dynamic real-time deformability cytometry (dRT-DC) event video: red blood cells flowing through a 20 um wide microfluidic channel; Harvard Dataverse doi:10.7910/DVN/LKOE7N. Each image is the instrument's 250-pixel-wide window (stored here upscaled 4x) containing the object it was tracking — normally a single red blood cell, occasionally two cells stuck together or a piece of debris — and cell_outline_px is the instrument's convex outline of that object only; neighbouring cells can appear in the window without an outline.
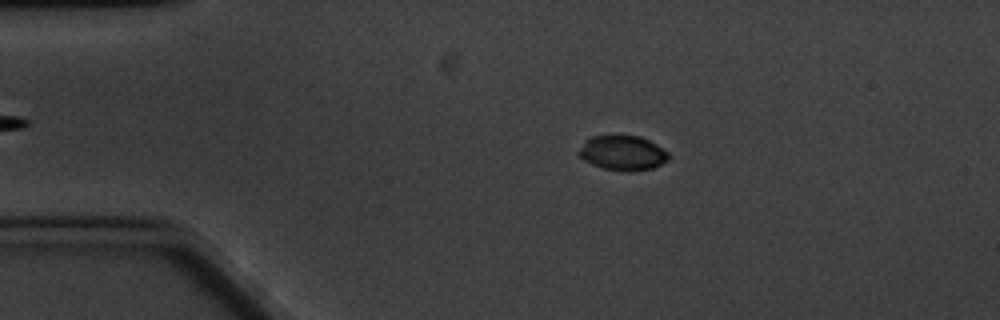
{"species": "common noctule bat (a hibernating species)", "species_latin": "Nyctalus noctula", "temperature_condition": "cold", "stored_images_in_passage": 54, "camera_frame_rate_fps": 3000, "um_per_image_px": 0.085, "animal": {"sex": "male", "body_mass_g": 20.1, "forearm_length_mm": 53.5}, "frame": {"image": 1, "passage_image": 12, "time_ms": 3.667, "image_size_px": [1000, 320], "cell_outline_px": [[668, 160], [652, 168], [628, 172], [604, 168], [592, 164], [584, 160], [576, 152], [584, 140], [592, 136], [640, 136], [656, 144], [668, 152]], "centroid_in_image_um": [52.89, 13.0], "position_along_channel_um": 32.1, "area_um2": 18.09}}
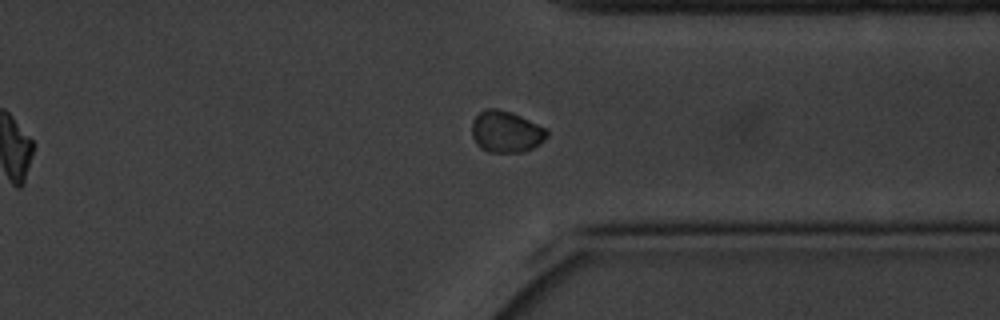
{"frame": {"image": 2, "passage_image": 47, "time_ms": 15.333, "image_size_px": [1000, 320], "cell_outline_px": [[548, 136], [540, 144], [524, 152], [488, 152], [480, 148], [476, 144], [472, 136], [472, 120], [484, 108], [496, 108], [512, 112], [548, 128]], "centroid_in_image_um": [43.03, 11.19], "position_along_channel_um": 368.4, "area_um2": 18.5}}
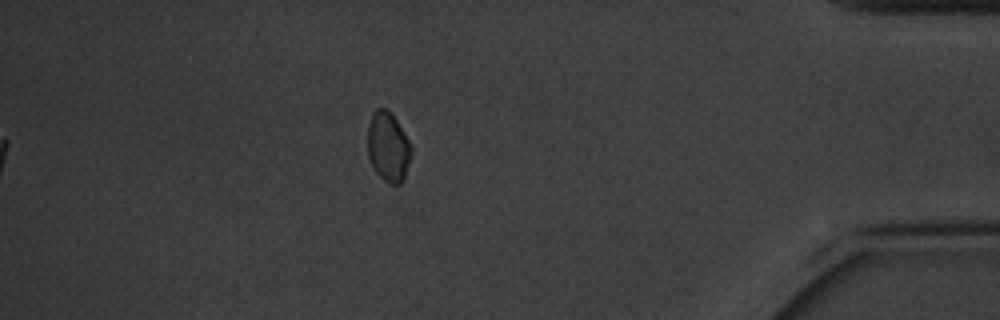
{"frame": {"image": 3, "passage_image": 54, "time_ms": 17.667, "image_size_px": [1000, 320], "cell_outline_px": [[412, 152], [404, 180], [400, 184], [392, 184], [384, 180], [376, 172], [368, 156], [368, 124], [372, 112], [376, 108], [384, 108], [392, 112], [408, 140], [412, 148]], "centroid_in_image_um": [32.99, 12.46], "position_along_channel_um": 402.2, "area_um2": 17.74}, "authors_computed_cell_mechanics": {"area_um2": 18.496, "velocity_mm_per_s": 3.2446, "shape_relaxation_time_tau1_ms": 3.6564, "shape_relaxation_time_tau2_ms": null, "deformation_change_tau1": 0.0859, "deformation_change_tau2": null}}